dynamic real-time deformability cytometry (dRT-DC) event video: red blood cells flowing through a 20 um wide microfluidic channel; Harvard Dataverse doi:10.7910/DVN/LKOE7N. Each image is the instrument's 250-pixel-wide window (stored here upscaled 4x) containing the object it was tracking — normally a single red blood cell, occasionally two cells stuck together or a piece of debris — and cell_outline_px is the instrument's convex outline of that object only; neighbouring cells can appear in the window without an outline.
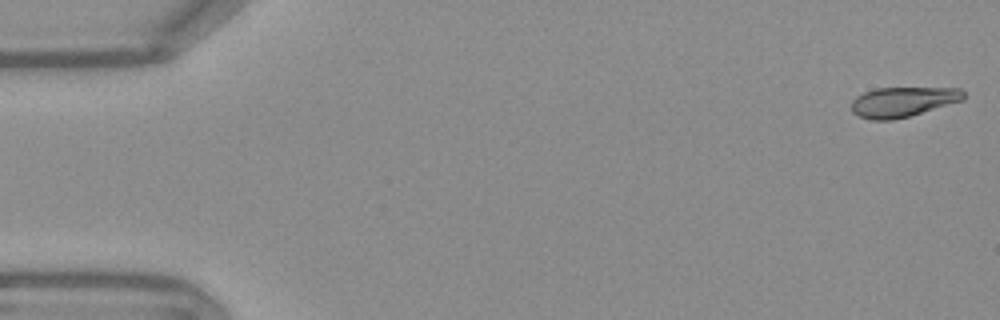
{"species": "Egyptian fruit bat (a non-hibernating species)", "species_latin": "Rousettus aegyptiacus", "temperature_condition": "warm", "stored_images_in_passage": 53, "camera_frame_rate_fps": 3000, "um_per_image_px": 0.085, "frame": {"image": 1, "passage_image": 1, "time_ms": 0.0, "image_size_px": [1000, 320], "cell_outline_px": [[964, 100], [908, 116], [892, 120], [872, 120], [860, 116], [852, 112], [852, 100], [856, 96], [864, 92], [876, 88], [960, 88], [964, 92]], "centroid_in_image_um": [76.73, 8.65], "position_along_channel_um": 8.3, "area_um2": 19.42}}
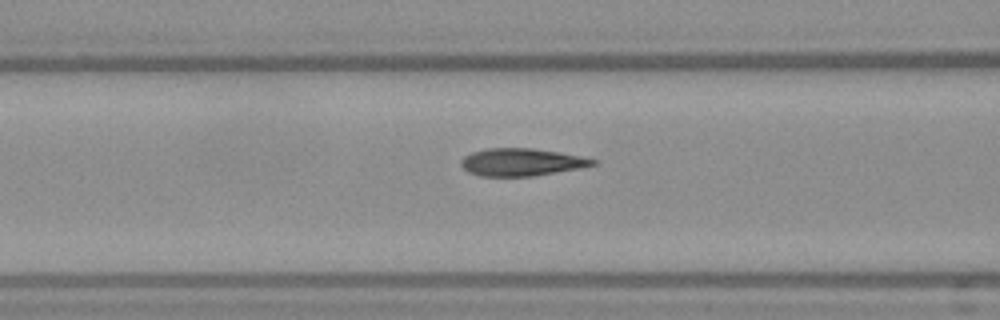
{"frame": {"image": 2, "passage_image": 21, "time_ms": 6.667, "image_size_px": [1000, 320], "cell_outline_px": [[596, 164], [580, 168], [532, 176], [480, 176], [468, 172], [460, 164], [460, 160], [464, 156], [472, 152], [484, 148], [532, 148], [556, 152], [596, 160]], "centroid_in_image_um": [44.24, 13.78], "position_along_channel_um": 122.4, "area_um2": 20.87}}
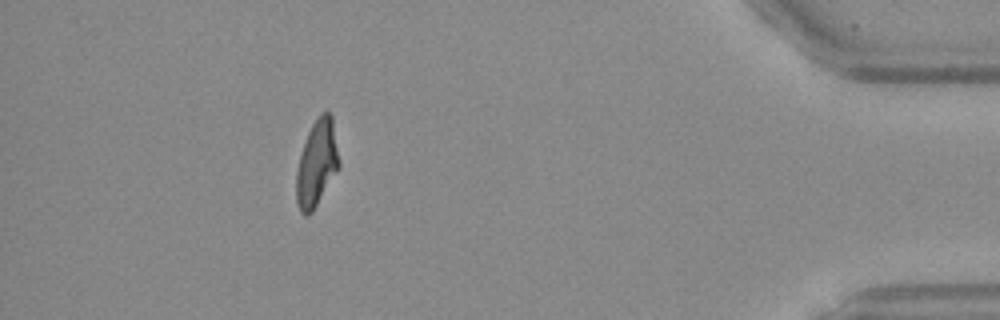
{"frame": {"image": 3, "passage_image": 48, "time_ms": 15.667, "image_size_px": [1000, 320], "cell_outline_px": [[340, 168], [312, 212], [308, 216], [304, 216], [300, 212], [296, 200], [296, 172], [300, 156], [308, 132], [312, 124], [320, 112], [328, 112], [332, 116], [340, 160]], "centroid_in_image_um": [26.94, 13.9], "position_along_channel_um": 408.3, "area_um2": 21.68}, "authors_computed_cell_mechanics": {"area_um2": 21.1548, "velocity_mm_per_s": 3.7915, "shape_relaxation_time_tau1_ms": 8.7622, "shape_relaxation_time_tau2_ms": 0.9731, "deformation_change_tau1": 0.2509, "deformation_change_tau2": 0.0647}}